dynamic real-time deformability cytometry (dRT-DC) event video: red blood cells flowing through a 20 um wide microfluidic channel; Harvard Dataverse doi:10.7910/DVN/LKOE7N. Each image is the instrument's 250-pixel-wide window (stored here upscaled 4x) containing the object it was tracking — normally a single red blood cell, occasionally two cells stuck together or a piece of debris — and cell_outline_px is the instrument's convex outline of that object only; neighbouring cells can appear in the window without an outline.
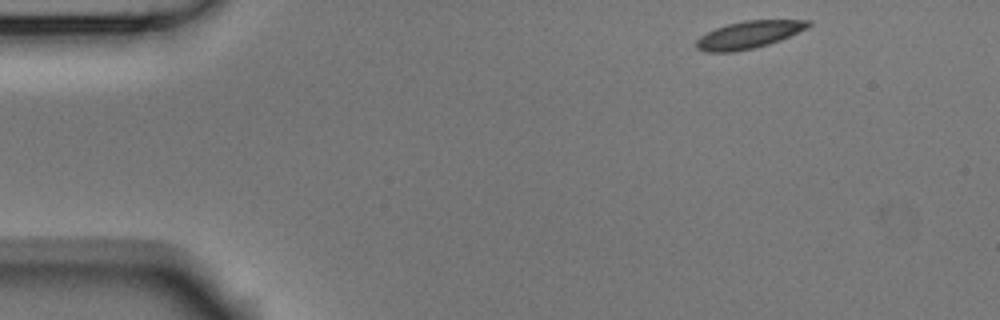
{"species": "Egyptian fruit bat (a non-hibernating species)", "species_latin": "Rousettus aegyptiacus", "temperature_condition": "room temperature", "stored_images_in_passage": 48, "camera_frame_rate_fps": 3000, "um_per_image_px": 0.085, "animal": {"sex": "male"}, "frame": {"image": 1, "passage_image": 1, "time_ms": 0.0, "image_size_px": [1000, 320], "cell_outline_px": [[812, 24], [808, 28], [780, 40], [768, 44], [752, 48], [732, 52], [708, 52], [696, 48], [696, 40], [700, 36], [716, 28], [728, 24], [744, 20], [812, 20]], "centroid_in_image_um": [63.67, 2.94], "position_along_channel_um": 21.3, "area_um2": 17.74}}
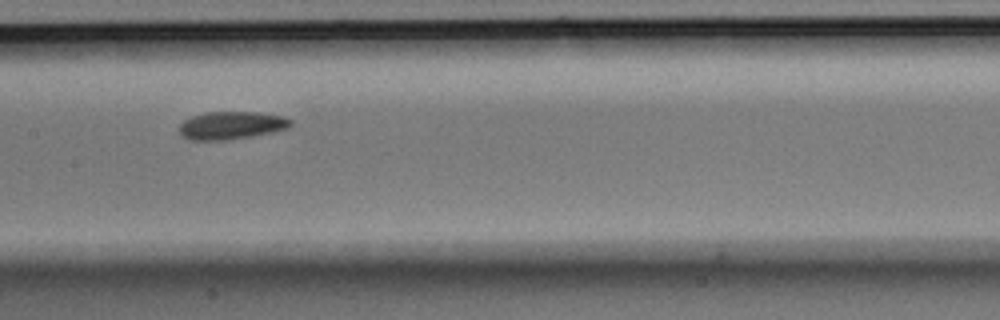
{"frame": {"image": 2, "passage_image": 21, "time_ms": 6.667, "image_size_px": [1000, 320], "cell_outline_px": [[292, 124], [288, 128], [272, 132], [252, 136], [228, 140], [192, 140], [184, 136], [180, 132], [180, 124], [184, 120], [192, 116], [204, 112], [260, 112], [284, 116], [292, 120]], "centroid_in_image_um": [19.7, 10.65], "position_along_channel_um": 187.7, "area_um2": 18.09}}
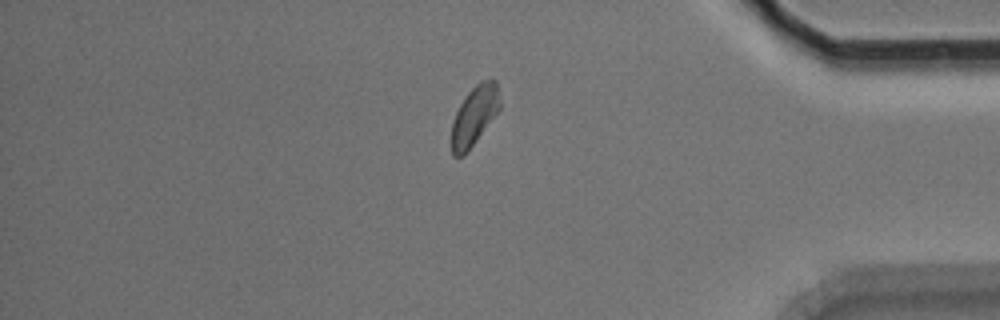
{"frame": {"image": 3, "passage_image": 40, "time_ms": 13.0, "image_size_px": [1000, 320], "cell_outline_px": [[500, 108], [464, 156], [452, 156], [452, 120], [460, 104], [468, 92], [480, 80], [492, 76], [496, 80], [500, 100]], "centroid_in_image_um": [40.33, 9.78], "position_along_channel_um": 394.9, "area_um2": 16.65}, "authors_computed_cell_mechanics": {"area_um2": 17.5712, "velocity_mm_per_s": 3.7209, "shape_relaxation_time_tau1_ms": 4.5447, "shape_relaxation_time_tau2_ms": 8.2674, "deformation_change_tau1": 0.0986, "deformation_change_tau2": 0.111}}